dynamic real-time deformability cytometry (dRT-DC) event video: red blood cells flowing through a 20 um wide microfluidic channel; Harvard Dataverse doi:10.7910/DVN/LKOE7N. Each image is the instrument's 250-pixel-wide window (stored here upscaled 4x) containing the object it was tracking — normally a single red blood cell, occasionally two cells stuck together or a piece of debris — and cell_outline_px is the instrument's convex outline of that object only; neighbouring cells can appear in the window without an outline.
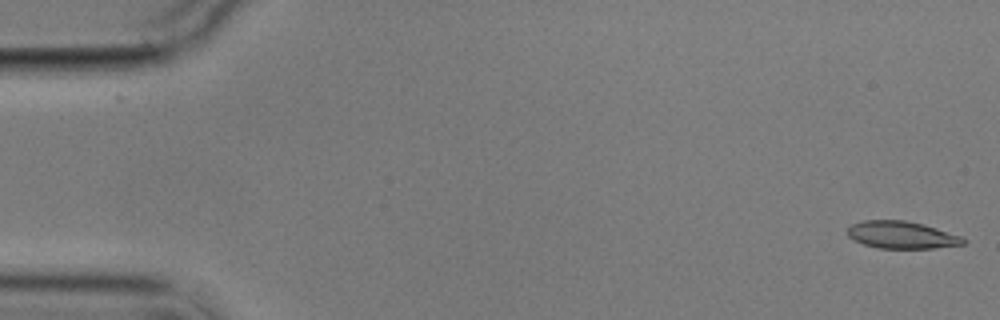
{"species": "common noctule bat (a hibernating species)", "species_latin": "Nyctalus noctula", "temperature_condition": "cold", "stored_images_in_passage": 2, "camera_frame_rate_fps": 3000, "um_per_image_px": 0.085, "animal": {"sex": "male", "body_mass_g": 17.9}, "frame": {"image": 1, "passage_image": 2, "time_ms": 1.0, "image_size_px": [1000, 320], "cell_outline_px": [[968, 240], [964, 244], [932, 248], [876, 248], [864, 244], [848, 236], [848, 228], [852, 224], [864, 220], [904, 220], [924, 224], [964, 236]], "centroid_in_image_um": [76.7, 19.96], "position_along_channel_um": 8.3, "area_um2": 18.5}}